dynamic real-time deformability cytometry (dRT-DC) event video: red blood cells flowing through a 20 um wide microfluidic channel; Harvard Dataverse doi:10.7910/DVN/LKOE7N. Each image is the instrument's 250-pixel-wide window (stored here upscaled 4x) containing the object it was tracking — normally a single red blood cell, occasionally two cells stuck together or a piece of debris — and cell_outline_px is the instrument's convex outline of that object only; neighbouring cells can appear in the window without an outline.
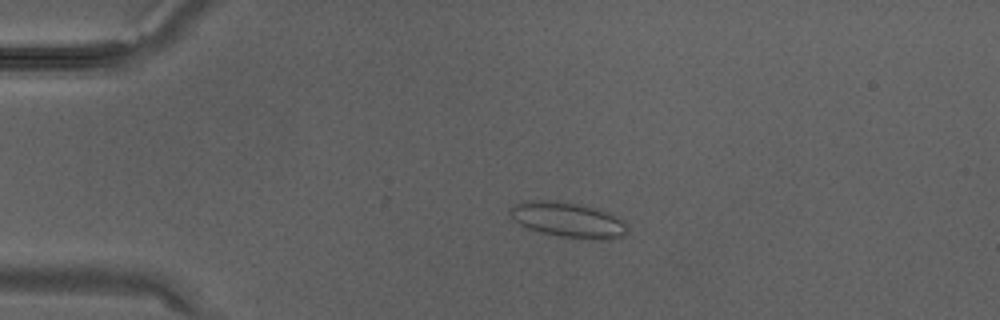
{"species": "Egyptian fruit bat (a non-hibernating species)", "species_latin": "Rousettus aegyptiacus", "temperature_condition": "warm", "stored_images_in_passage": 28, "camera_frame_rate_fps": 3000, "um_per_image_px": 0.085, "animal": {"sex": "male"}, "frame": {"image": 1, "passage_image": 2, "time_ms": 0.333, "image_size_px": [1000, 320], "cell_outline_px": [[628, 232], [624, 236], [608, 240], [588, 240], [560, 236], [540, 232], [528, 228], [512, 220], [508, 212], [516, 204], [524, 200], [556, 200], [584, 204], [620, 216], [624, 220]], "centroid_in_image_um": [48.33, 18.68], "position_along_channel_um": 36.7, "area_um2": 24.74}}
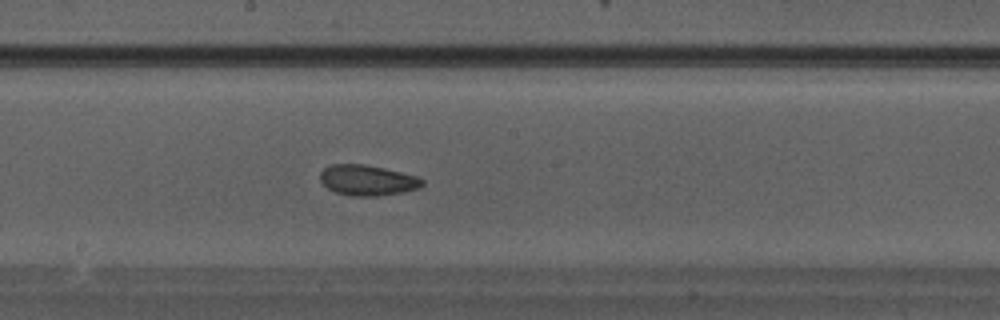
{"frame": {"image": 2, "passage_image": 13, "time_ms": 4.0, "image_size_px": [1000, 320], "cell_outline_px": [[424, 184], [420, 188], [404, 192], [376, 196], [352, 196], [336, 192], [328, 188], [320, 180], [320, 172], [324, 168], [332, 164], [364, 164], [384, 168], [416, 176], [424, 180]], "centroid_in_image_um": [31.24, 15.32], "position_along_channel_um": 217.0, "area_um2": 18.15}}
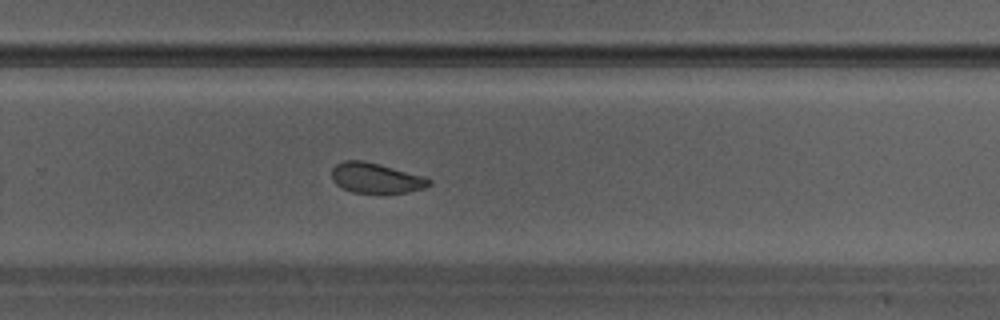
{"frame": {"image": 3, "passage_image": 17, "time_ms": 5.333, "image_size_px": [1000, 320], "cell_outline_px": [[432, 184], [424, 188], [408, 192], [352, 192], [340, 188], [332, 180], [332, 168], [336, 164], [344, 160], [364, 160], [380, 164], [424, 176], [432, 180]], "centroid_in_image_um": [31.94, 15.12], "position_along_channel_um": 297.9, "area_um2": 17.17}}